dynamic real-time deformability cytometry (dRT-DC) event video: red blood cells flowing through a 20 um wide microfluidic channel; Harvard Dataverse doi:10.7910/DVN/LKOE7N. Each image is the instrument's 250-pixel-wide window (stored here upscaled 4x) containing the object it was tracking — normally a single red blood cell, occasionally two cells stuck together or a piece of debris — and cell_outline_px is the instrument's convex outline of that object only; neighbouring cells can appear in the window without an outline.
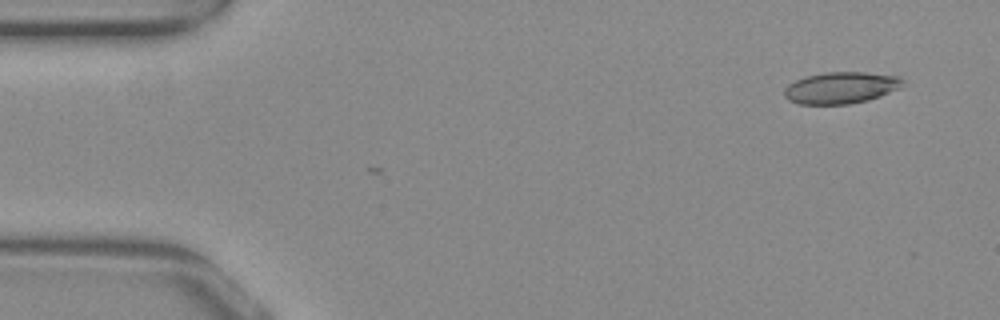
{"species": "common noctule bat (a hibernating species)", "species_latin": "Nyctalus noctula", "temperature_condition": "warm", "stored_images_in_passage": 3, "camera_frame_rate_fps": 3000, "um_per_image_px": 0.085, "animal": {"sex": "female", "body_mass_g": 29.2, "forearm_length_mm": 56.3}, "frame": {"image": 1, "passage_image": 3, "time_ms": 0.667, "image_size_px": [1000, 320], "cell_outline_px": [[908, 84], [900, 88], [880, 96], [868, 100], [848, 104], [800, 104], [788, 100], [784, 96], [784, 88], [788, 84], [804, 76], [828, 72], [864, 72], [900, 76]], "centroid_in_image_um": [71.51, 7.45], "position_along_channel_um": 13.5, "area_um2": 22.08}}